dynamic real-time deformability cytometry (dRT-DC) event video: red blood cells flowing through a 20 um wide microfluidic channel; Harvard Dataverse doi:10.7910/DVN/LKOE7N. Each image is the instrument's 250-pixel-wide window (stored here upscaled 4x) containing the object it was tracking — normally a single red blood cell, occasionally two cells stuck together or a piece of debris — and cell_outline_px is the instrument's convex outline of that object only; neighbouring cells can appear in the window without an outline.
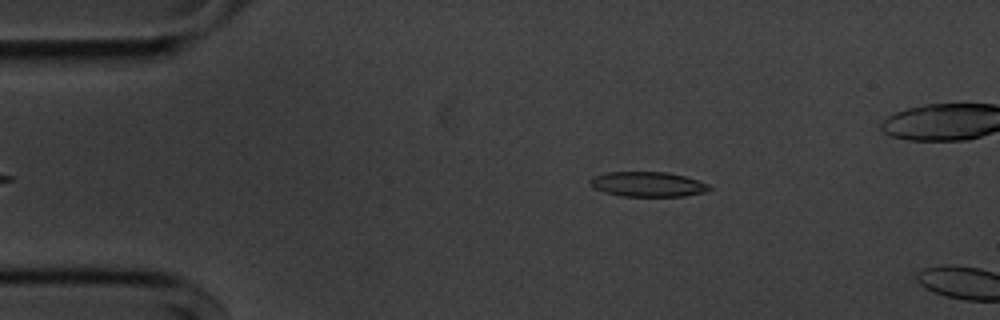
{"species": "common noctule bat (a hibernating species)", "species_latin": "Nyctalus noctula", "temperature_condition": "cold", "stored_images_in_passage": 6, "camera_frame_rate_fps": 3000, "um_per_image_px": 0.085, "animal": {"sex": "male", "body_mass_g": 20.1, "forearm_length_mm": 53.5}, "frame": {"image": 1, "passage_image": 3, "time_ms": 0.667, "image_size_px": [1000, 320], "cell_outline_px": [[712, 188], [704, 192], [684, 196], [620, 196], [604, 192], [592, 188], [588, 184], [588, 180], [592, 176], [608, 172], [668, 172], [684, 176], [708, 184]], "centroid_in_image_um": [54.98, 15.66], "position_along_channel_um": 30.0, "area_um2": 17.4}}